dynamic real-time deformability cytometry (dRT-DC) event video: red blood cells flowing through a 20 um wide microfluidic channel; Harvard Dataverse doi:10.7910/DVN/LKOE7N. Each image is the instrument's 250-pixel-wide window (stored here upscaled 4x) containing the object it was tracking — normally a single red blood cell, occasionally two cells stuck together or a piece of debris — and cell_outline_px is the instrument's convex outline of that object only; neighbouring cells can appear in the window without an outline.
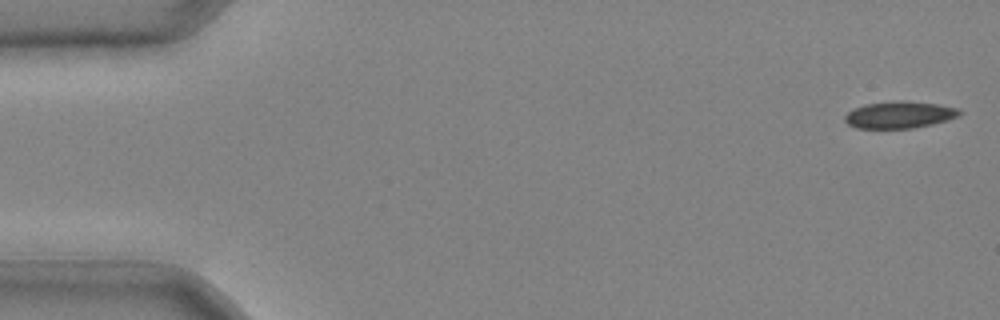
{"species": "common noctule bat (a hibernating species)", "species_latin": "Nyctalus noctula", "temperature_condition": "cold", "stored_images_in_passage": 40, "camera_frame_rate_fps": 3000, "um_per_image_px": 0.085, "animal": {"sex": "male", "body_mass_g": 20.4}, "frame": {"image": 1, "passage_image": 1, "time_ms": 0.0, "image_size_px": [1000, 320], "cell_outline_px": [[964, 112], [960, 116], [948, 120], [932, 124], [912, 128], [856, 128], [848, 124], [844, 120], [844, 116], [852, 108], [864, 104], [900, 100], [936, 104], [960, 108]], "centroid_in_image_um": [76.47, 9.75], "position_along_channel_um": 8.5, "area_um2": 18.15}}
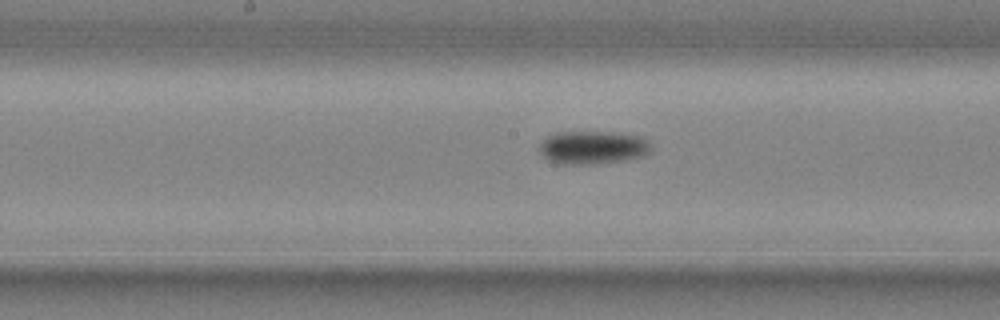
{"frame": {"image": 2, "passage_image": 22, "time_ms": 7.0, "image_size_px": [1000, 320], "cell_outline_px": [[648, 152], [644, 156], [624, 160], [596, 164], [556, 164], [548, 160], [540, 152], [540, 144], [548, 136], [556, 132], [616, 132], [640, 136], [648, 144]], "centroid_in_image_um": [50.34, 12.54], "position_along_channel_um": 197.9, "area_um2": 21.44}}
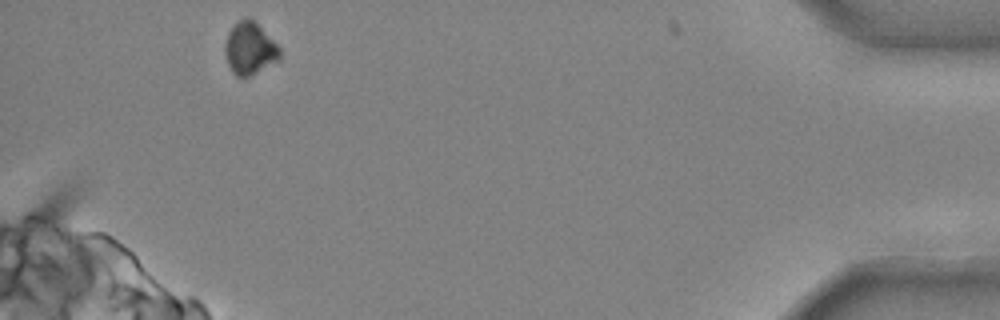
{"frame": {"image": 3, "passage_image": 40, "time_ms": 13.0, "image_size_px": [1000, 320], "cell_outline_px": [[280, 60], [248, 76], [236, 76], [232, 72], [228, 64], [224, 52], [224, 44], [228, 32], [244, 16], [248, 16], [280, 48]], "centroid_in_image_um": [21.2, 4.13], "position_along_channel_um": 414.0, "area_um2": 16.36}}